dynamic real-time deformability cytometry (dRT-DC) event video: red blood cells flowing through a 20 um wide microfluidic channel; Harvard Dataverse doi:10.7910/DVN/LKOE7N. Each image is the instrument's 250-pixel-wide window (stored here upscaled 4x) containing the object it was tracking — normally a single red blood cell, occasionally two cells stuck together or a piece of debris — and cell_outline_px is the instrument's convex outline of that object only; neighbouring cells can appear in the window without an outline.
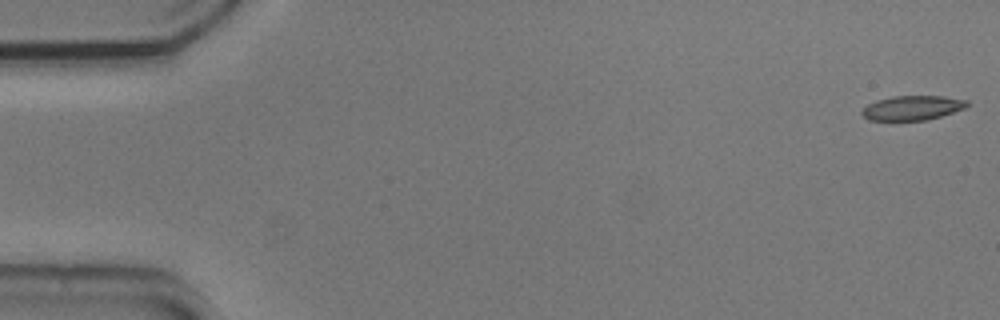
{"species": "common noctule bat (a hibernating species)", "species_latin": "Nyctalus noctula", "temperature_condition": "cold", "stored_images_in_passage": 54, "camera_frame_rate_fps": 3000, "um_per_image_px": 0.085, "animal": {"sex": "male", "body_mass_g": 20.5, "forearm_length_mm": 52.5}, "frame": {"image": 1, "passage_image": 1, "time_ms": 0.0, "image_size_px": [1000, 320], "cell_outline_px": [[968, 104], [964, 108], [928, 120], [868, 120], [860, 112], [868, 104], [876, 100], [892, 96], [944, 96], [968, 100]], "centroid_in_image_um": [77.53, 9.16], "position_along_channel_um": 7.5, "area_um2": 14.91}}
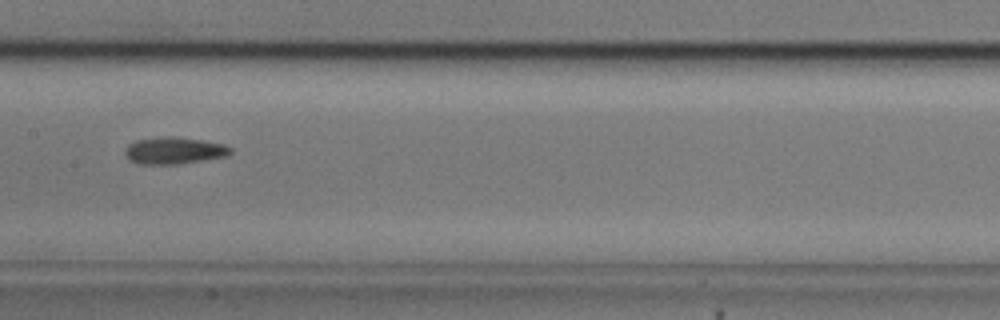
{"frame": {"image": 2, "passage_image": 27, "time_ms": 8.667, "image_size_px": [1000, 320], "cell_outline_px": [[232, 152], [228, 156], [176, 164], [140, 164], [128, 160], [124, 152], [124, 148], [128, 144], [136, 140], [164, 136], [180, 136], [224, 144], [232, 148]], "centroid_in_image_um": [14.78, 12.79], "position_along_channel_um": 192.6, "area_um2": 16.76}}
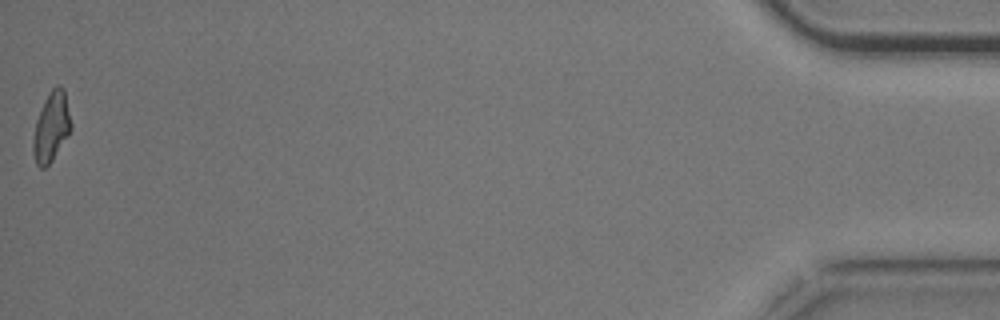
{"frame": {"image": 3, "passage_image": 54, "time_ms": 17.667, "image_size_px": [1000, 320], "cell_outline_px": [[72, 128], [52, 160], [44, 168], [40, 168], [36, 164], [32, 152], [32, 140], [36, 120], [44, 100], [52, 88], [56, 84], [60, 84], [64, 88], [72, 124]], "centroid_in_image_um": [4.35, 10.76], "position_along_channel_um": 430.8, "area_um2": 15.43}, "authors_computed_cell_mechanics": {"area_um2": 15.8372, "velocity_mm_per_s": 3.7339, "shape_relaxation_time_tau1_ms": 4.8534, "shape_relaxation_time_tau2_ms": 3.1969, "deformation_change_tau1": 0.1408, "deformation_change_tau2": 0.0963}}